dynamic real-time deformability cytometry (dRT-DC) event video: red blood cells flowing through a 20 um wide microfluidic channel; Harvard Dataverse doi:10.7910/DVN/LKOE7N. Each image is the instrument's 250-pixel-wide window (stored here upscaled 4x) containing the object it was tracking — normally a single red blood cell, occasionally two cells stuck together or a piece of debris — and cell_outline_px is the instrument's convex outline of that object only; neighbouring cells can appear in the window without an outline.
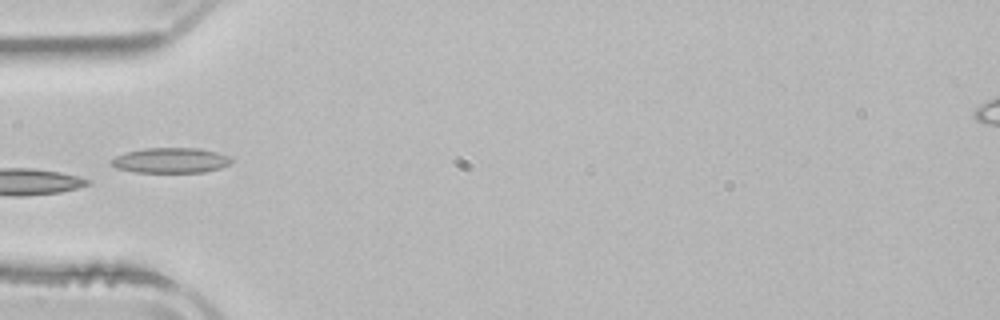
{"species": "common noctule bat (a hibernating species)", "species_latin": "Nyctalus noctula", "temperature_condition": "room temperature", "stored_images_in_passage": 5, "camera_frame_rate_fps": 3000, "um_per_image_px": 0.085, "animal": {"sex": "male", "body_mass_g": 21.5, "forearm_length_mm": 52.0}, "frame": {"image": 1, "passage_image": 5, "time_ms": 5.0, "image_size_px": [1000, 320], "cell_outline_px": [[232, 160], [228, 164], [220, 168], [204, 172], [136, 172], [116, 168], [108, 160], [124, 152], [144, 148], [200, 148], [216, 152], [228, 156]], "centroid_in_image_um": [14.46, 13.62], "position_along_channel_um": 70.5, "area_um2": 17.63}}